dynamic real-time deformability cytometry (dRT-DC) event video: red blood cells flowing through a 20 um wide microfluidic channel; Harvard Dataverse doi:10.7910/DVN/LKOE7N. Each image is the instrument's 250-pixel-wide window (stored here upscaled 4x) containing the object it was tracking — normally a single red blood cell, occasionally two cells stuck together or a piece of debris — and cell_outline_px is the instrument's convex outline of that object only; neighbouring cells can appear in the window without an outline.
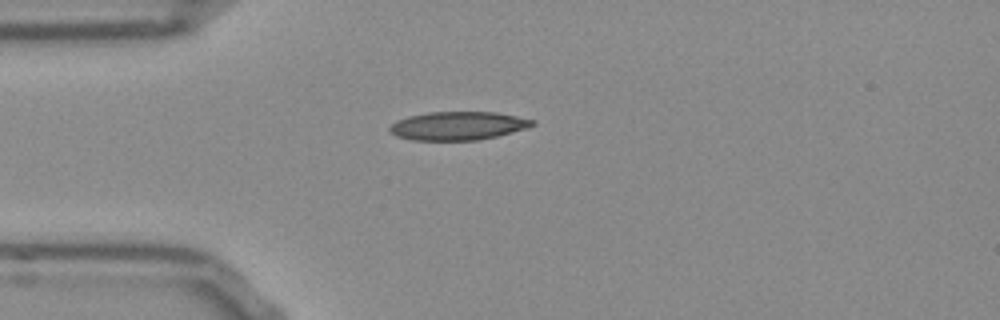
{"species": "Egyptian fruit bat (a non-hibernating species)", "species_latin": "Rousettus aegyptiacus", "temperature_condition": "room temperature", "stored_images_in_passage": 40, "camera_frame_rate_fps": 3000, "um_per_image_px": 0.085, "frame": {"image": 1, "passage_image": 1, "time_ms": 0.0, "image_size_px": [1000, 320], "cell_outline_px": [[536, 124], [512, 132], [496, 136], [476, 140], [412, 140], [396, 136], [388, 132], [388, 128], [396, 120], [408, 116], [428, 112], [496, 112], [536, 120]], "centroid_in_image_um": [38.89, 10.69], "position_along_channel_um": 46.1, "area_um2": 23.64}}
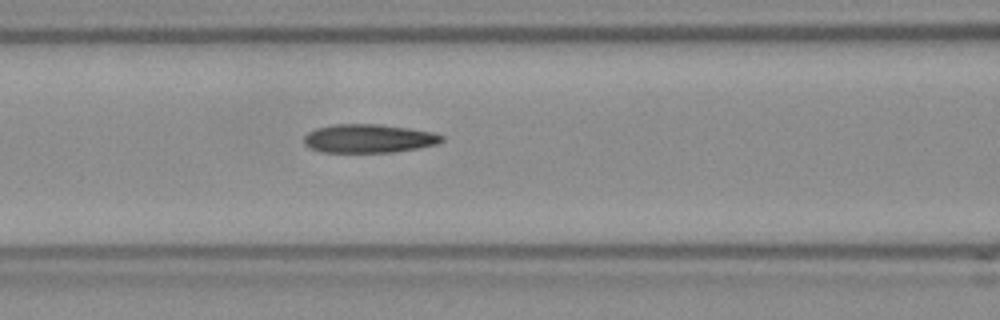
{"frame": {"image": 2, "passage_image": 9, "time_ms": 2.667, "image_size_px": [1000, 320], "cell_outline_px": [[444, 140], [436, 144], [396, 152], [324, 152], [308, 148], [304, 144], [304, 136], [308, 132], [316, 128], [332, 124], [380, 124], [408, 128], [432, 132], [444, 136]], "centroid_in_image_um": [31.31, 11.77], "position_along_channel_um": 135.3, "area_um2": 23.0}}
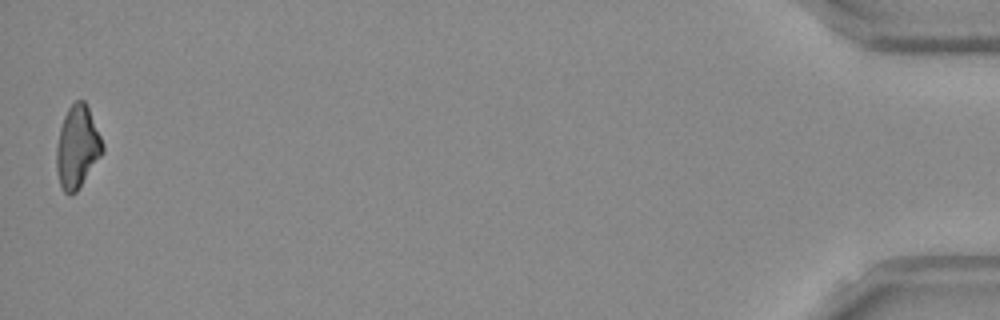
{"frame": {"image": 3, "passage_image": 40, "time_ms": 13.0, "image_size_px": [1000, 320], "cell_outline_px": [[104, 152], [76, 192], [68, 196], [60, 188], [56, 172], [56, 148], [60, 128], [64, 116], [68, 108], [76, 100], [84, 100], [88, 108], [104, 144]], "centroid_in_image_um": [6.56, 12.54], "position_along_channel_um": 428.6, "area_um2": 22.2}, "authors_computed_cell_mechanics": {"area_um2": 22.9466, "velocity_mm_per_s": 3.8086, "shape_relaxation_time_tau1_ms": null, "shape_relaxation_time_tau2_ms": 7.2644, "deformation_change_tau1": null, "deformation_change_tau2": 0.1899}}